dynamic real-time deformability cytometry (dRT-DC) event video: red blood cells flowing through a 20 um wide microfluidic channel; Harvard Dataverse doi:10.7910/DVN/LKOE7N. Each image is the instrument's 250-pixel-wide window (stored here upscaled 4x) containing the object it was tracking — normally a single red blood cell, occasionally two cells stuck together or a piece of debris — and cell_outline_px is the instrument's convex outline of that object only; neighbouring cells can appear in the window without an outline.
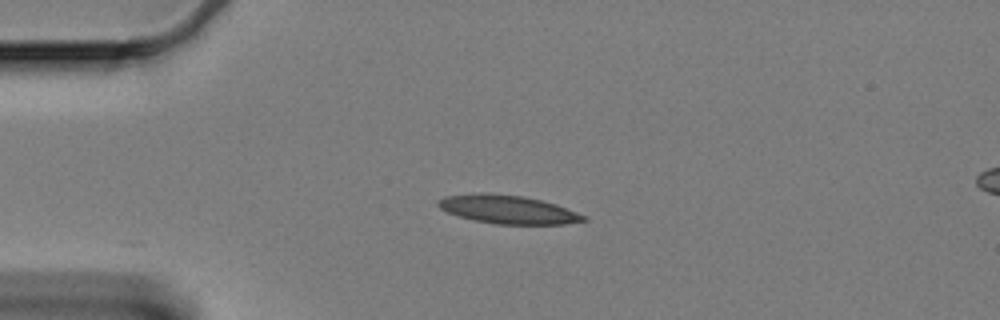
{"species": "Egyptian fruit bat (a non-hibernating species)", "species_latin": "Rousettus aegyptiacus", "temperature_condition": "cold", "stored_images_in_passage": 10, "camera_frame_rate_fps": 3000, "um_per_image_px": 0.085, "animal": {"sex": "female"}, "frame": {"image": 1, "passage_image": 1, "time_ms": 0.0, "image_size_px": [1000, 320], "cell_outline_px": [[588, 220], [564, 224], [496, 224], [472, 220], [448, 212], [440, 208], [436, 204], [436, 200], [444, 196], [480, 192], [524, 196], [556, 204], [588, 216]], "centroid_in_image_um": [43.16, 17.8], "position_along_channel_um": 41.8, "area_um2": 24.22}}
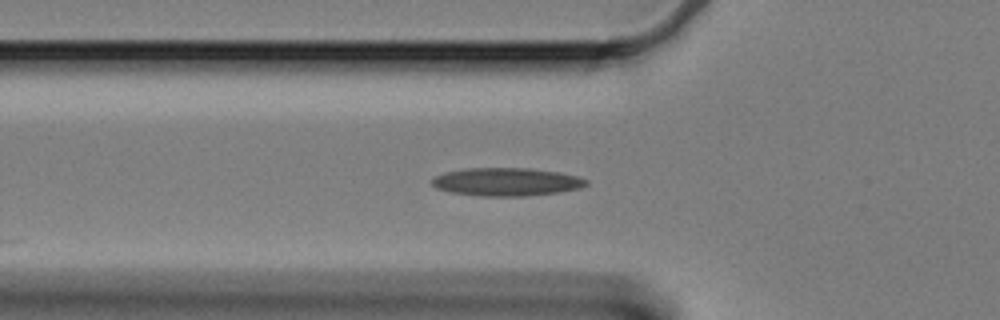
{"frame": {"image": 2, "passage_image": 7, "time_ms": 2.0, "image_size_px": [1000, 320], "cell_outline_px": [[588, 184], [580, 188], [560, 192], [524, 196], [480, 196], [452, 192], [436, 188], [432, 184], [432, 176], [444, 172], [468, 168], [532, 168], [560, 172], [576, 176], [588, 180]], "centroid_in_image_um": [43.05, 15.45], "position_along_channel_um": 82.8, "area_um2": 25.37}}